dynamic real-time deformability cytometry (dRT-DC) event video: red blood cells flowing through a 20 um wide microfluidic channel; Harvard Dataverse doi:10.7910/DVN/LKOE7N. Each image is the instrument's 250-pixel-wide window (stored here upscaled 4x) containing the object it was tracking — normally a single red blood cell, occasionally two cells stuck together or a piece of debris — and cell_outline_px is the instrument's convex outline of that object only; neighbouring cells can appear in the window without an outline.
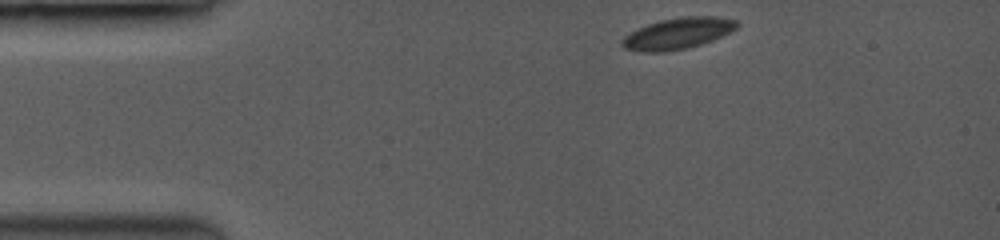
{"species": "common noctule bat (a hibernating species)", "species_latin": "Nyctalus noctula", "temperature_condition": "room temperature", "stored_images_in_passage": 13, "camera_frame_rate_fps": 3500, "um_per_image_px": 0.085, "animal": {"sex": "female", "body_mass_g": 19.0, "forearm_length_mm": 53.3}, "frame": {"image": 1, "passage_image": 1, "time_ms": 0.0, "image_size_px": [1000, 240], "cell_outline_px": [[736, 28], [712, 40], [700, 44], [684, 48], [660, 52], [648, 52], [624, 48], [620, 44], [624, 36], [648, 24], [664, 20], [688, 16], [712, 16], [736, 20]], "centroid_in_image_um": [57.59, 2.84], "position_along_channel_um": 27.4, "area_um2": 20.11}}
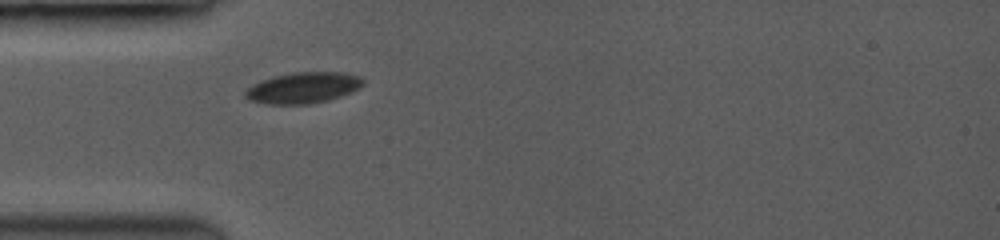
{"frame": {"image": 2, "passage_image": 9, "time_ms": 2.286, "image_size_px": [1000, 240], "cell_outline_px": [[364, 80], [356, 88], [340, 96], [324, 100], [304, 104], [268, 104], [252, 100], [244, 96], [244, 92], [248, 88], [264, 80], [276, 76], [296, 72], [340, 72], [360, 76]], "centroid_in_image_um": [25.74, 7.45], "position_along_channel_um": 59.3, "area_um2": 20.46}}
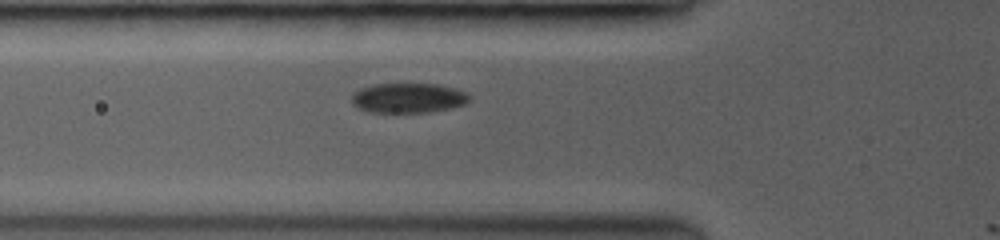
{"frame": {"image": 3, "passage_image": 12, "time_ms": 3.143, "image_size_px": [1000, 240], "cell_outline_px": [[468, 100], [464, 104], [448, 108], [424, 112], [372, 112], [360, 108], [352, 100], [352, 96], [360, 88], [372, 84], [436, 84], [452, 88], [464, 92], [468, 96]], "centroid_in_image_um": [34.67, 8.32], "position_along_channel_um": 91.1, "area_um2": 19.83}}